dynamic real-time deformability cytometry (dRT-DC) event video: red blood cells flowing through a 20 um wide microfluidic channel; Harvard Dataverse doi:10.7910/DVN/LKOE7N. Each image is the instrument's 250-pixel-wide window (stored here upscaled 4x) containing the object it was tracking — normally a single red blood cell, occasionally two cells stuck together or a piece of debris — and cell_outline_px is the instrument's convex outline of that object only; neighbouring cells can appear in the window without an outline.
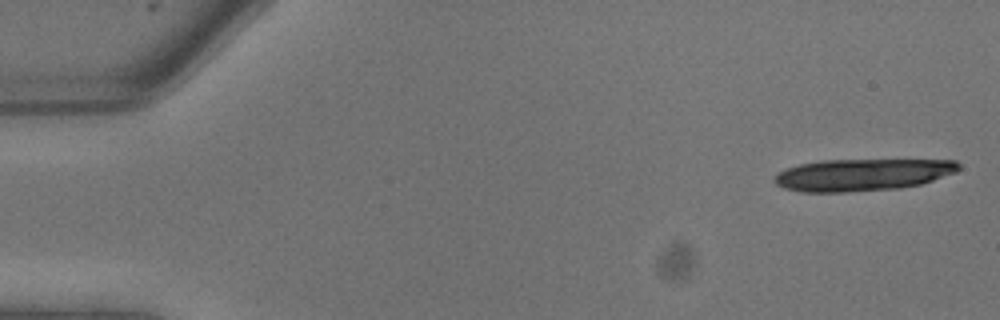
{"species": "common noctule bat (a hibernating species)", "species_latin": "Nyctalus noctula", "temperature_condition": "warm", "stored_images_in_passage": 13, "camera_frame_rate_fps": 3000, "um_per_image_px": 0.085, "animal": {"sex": "male", "body_mass_g": 13.3}, "frame": {"image": 1, "passage_image": 1, "time_ms": 0.0, "image_size_px": [1000, 320], "cell_outline_px": [[960, 168], [956, 172], [920, 184], [900, 188], [848, 192], [804, 192], [784, 188], [776, 184], [772, 180], [780, 172], [788, 168], [800, 164], [824, 160], [956, 160], [960, 164]], "centroid_in_image_um": [73.31, 14.86], "position_along_channel_um": 11.7, "area_um2": 34.22}}
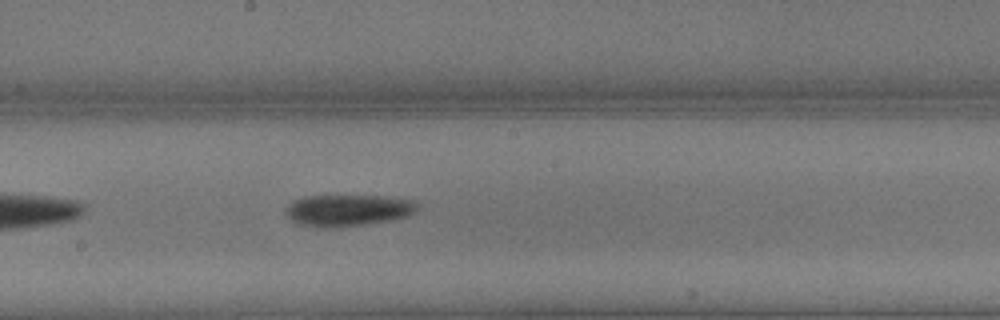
{"frame": {"image": 2, "passage_image": 13, "time_ms": 4.0, "image_size_px": [1000, 320], "cell_outline_px": [[420, 204], [416, 212], [408, 216], [392, 220], [364, 224], [324, 228], [316, 228], [296, 224], [288, 220], [284, 212], [284, 208], [292, 200], [304, 196], [388, 196], [416, 200]], "centroid_in_image_um": [29.54, 17.87], "position_along_channel_um": 218.7, "area_um2": 24.91}}